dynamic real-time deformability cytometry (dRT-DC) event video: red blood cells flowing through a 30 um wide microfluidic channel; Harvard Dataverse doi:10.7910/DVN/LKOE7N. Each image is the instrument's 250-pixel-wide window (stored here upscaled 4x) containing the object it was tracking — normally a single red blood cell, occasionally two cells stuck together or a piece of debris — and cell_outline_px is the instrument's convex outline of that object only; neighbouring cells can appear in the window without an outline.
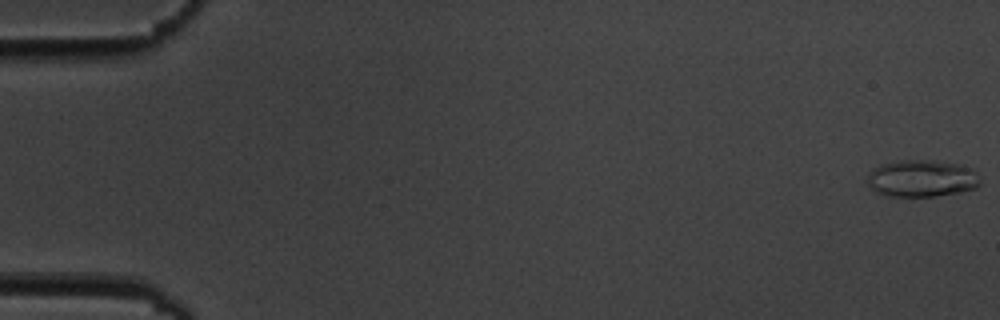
{"species": "common noctule bat (a hibernating species)", "species_latin": "Nyctalus noctula", "temperature_condition": "cold", "stored_images_in_passage": 5, "camera_frame_rate_fps": 3000, "um_per_image_px": 0.085, "animal": {"sex": "male", "body_mass_g": 19.5, "forearm_length_mm": 54.6}, "frame": {"image": 1, "passage_image": 1, "time_ms": 0.0, "image_size_px": [1000, 320], "cell_outline_px": [[980, 184], [976, 188], [960, 192], [936, 196], [884, 196], [876, 192], [868, 184], [868, 172], [884, 164], [900, 160], [936, 160], [956, 164], [972, 168], [980, 180]], "centroid_in_image_um": [78.36, 15.17], "position_along_channel_um": 6.6, "area_um2": 24.28}}
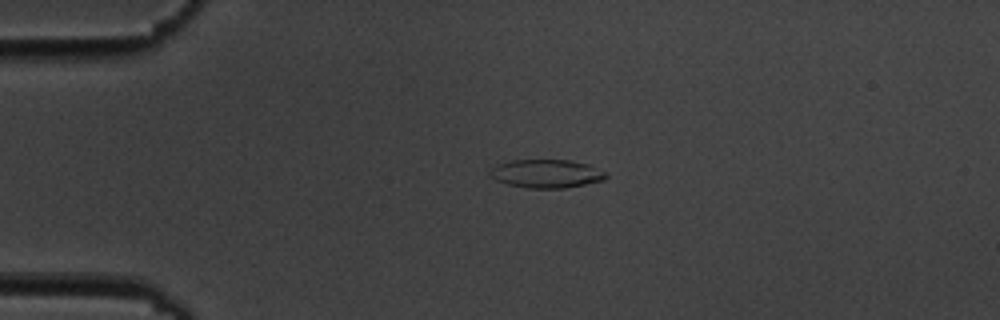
{"frame": {"image": 2, "passage_image": 4, "time_ms": 4.333, "image_size_px": [1000, 320], "cell_outline_px": [[608, 176], [604, 180], [564, 188], [528, 188], [508, 184], [496, 180], [488, 176], [488, 172], [496, 164], [512, 160], [568, 160], [588, 164], [608, 172]], "centroid_in_image_um": [46.44, 14.76], "position_along_channel_um": 38.6, "area_um2": 19.31}}